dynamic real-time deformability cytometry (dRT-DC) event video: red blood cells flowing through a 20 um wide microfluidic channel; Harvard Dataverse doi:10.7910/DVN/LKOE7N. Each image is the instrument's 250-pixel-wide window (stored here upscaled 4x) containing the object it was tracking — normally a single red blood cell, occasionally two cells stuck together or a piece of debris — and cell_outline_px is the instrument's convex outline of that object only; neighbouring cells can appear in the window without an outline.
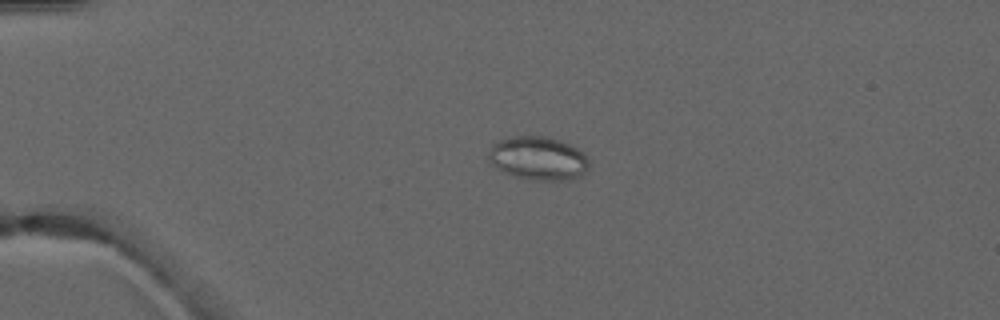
{"species": "common noctule bat (a hibernating species)", "species_latin": "Nyctalus noctula", "temperature_condition": "warm", "stored_images_in_passage": 4, "camera_frame_rate_fps": 3000, "um_per_image_px": 0.085, "animal": {"sex": "male", "forearm_length_mm": 52.5}, "frame": {"image": 1, "passage_image": 3, "time_ms": 3.333, "image_size_px": [1000, 320], "cell_outline_px": [[588, 168], [580, 176], [556, 184], [532, 180], [516, 176], [504, 172], [492, 164], [488, 160], [488, 152], [492, 144], [500, 140], [516, 136], [548, 136], [560, 140], [584, 152], [588, 160]], "centroid_in_image_um": [45.76, 13.49], "position_along_channel_um": 39.2, "area_um2": 25.95}}